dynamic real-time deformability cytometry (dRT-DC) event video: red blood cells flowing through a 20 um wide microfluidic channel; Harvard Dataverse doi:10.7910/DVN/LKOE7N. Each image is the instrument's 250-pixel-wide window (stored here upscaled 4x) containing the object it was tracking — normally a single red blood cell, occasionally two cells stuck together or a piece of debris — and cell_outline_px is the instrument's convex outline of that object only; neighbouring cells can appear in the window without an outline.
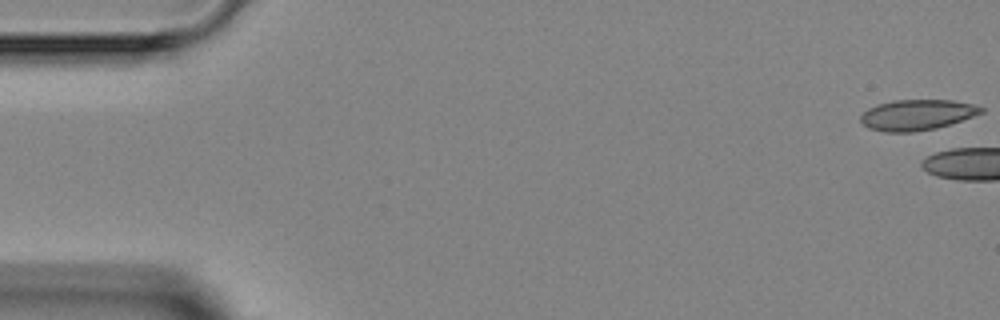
{"species": "Egyptian fruit bat (a non-hibernating species)", "species_latin": "Rousettus aegyptiacus", "temperature_condition": "room temperature", "stored_images_in_passage": 7, "camera_frame_rate_fps": 3000, "um_per_image_px": 0.085, "animal": {"sex": "female"}, "frame": {"image": 1, "passage_image": 1, "time_ms": 0.0, "image_size_px": [1000, 320], "cell_outline_px": [[984, 112], [936, 128], [912, 132], [884, 132], [868, 128], [860, 120], [860, 116], [868, 108], [892, 100], [952, 100], [972, 104], [984, 108]], "centroid_in_image_um": [77.92, 9.76], "position_along_channel_um": 7.1, "area_um2": 21.27}}
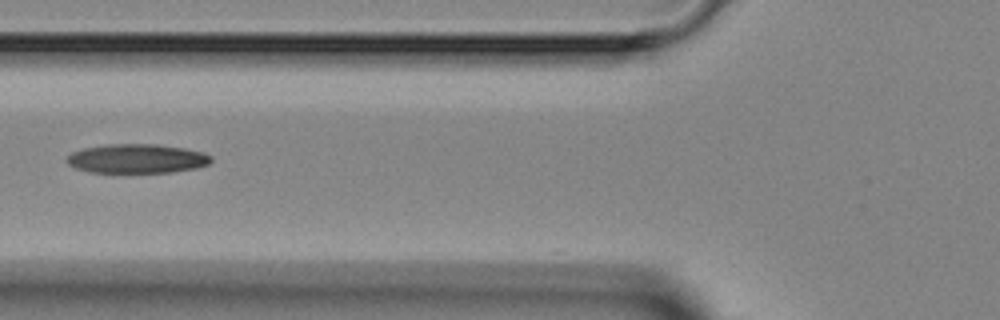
{"frame": {"image": 2, "passage_image": 6, "time_ms": 6.667, "image_size_px": [1000, 320], "cell_outline_px": [[212, 160], [208, 164], [196, 168], [172, 172], [88, 172], [76, 168], [68, 164], [68, 156], [72, 152], [84, 148], [108, 144], [156, 144], [184, 148], [204, 152], [212, 156]], "centroid_in_image_um": [11.67, 13.48], "position_along_channel_um": 114.1, "area_um2": 24.45}}
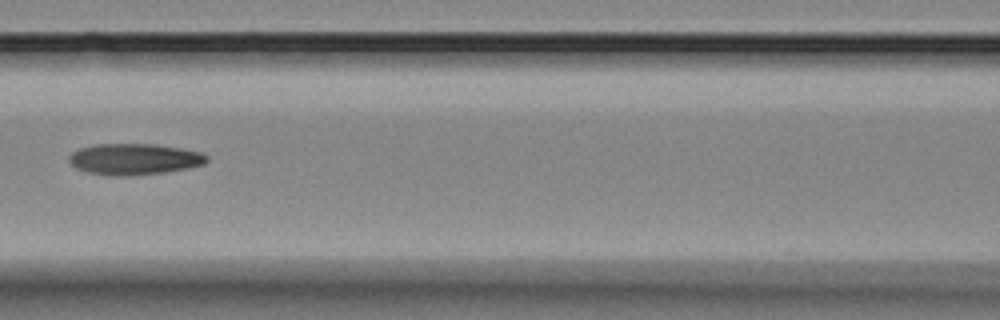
{"frame": {"image": 3, "passage_image": 7, "time_ms": 7.667, "image_size_px": [1000, 320], "cell_outline_px": [[208, 160], [204, 164], [188, 168], [164, 172], [128, 176], [112, 176], [88, 172], [76, 168], [68, 160], [68, 156], [72, 152], [80, 148], [96, 144], [156, 144], [180, 148], [200, 152], [208, 156]], "centroid_in_image_um": [11.4, 13.52], "position_along_channel_um": 155.2, "area_um2": 25.03}}